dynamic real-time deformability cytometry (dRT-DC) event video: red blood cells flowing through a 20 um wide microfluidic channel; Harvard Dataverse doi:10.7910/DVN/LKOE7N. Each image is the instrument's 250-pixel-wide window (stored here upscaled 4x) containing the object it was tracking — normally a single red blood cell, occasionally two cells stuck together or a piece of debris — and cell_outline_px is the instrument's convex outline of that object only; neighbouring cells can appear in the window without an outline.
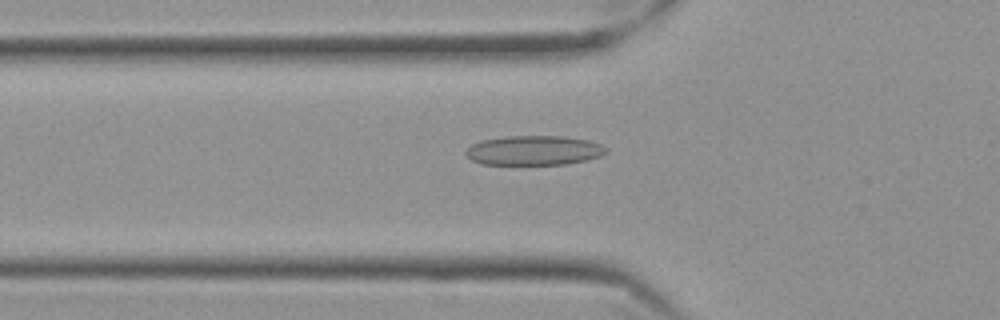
{"species": "Egyptian fruit bat (a non-hibernating species)", "species_latin": "Rousettus aegyptiacus", "temperature_condition": "cold", "stored_images_in_passage": 44, "camera_frame_rate_fps": 3000, "um_per_image_px": 0.085, "frame": {"image": 1, "passage_image": 7, "time_ms": 2.0, "image_size_px": [1000, 320], "cell_outline_px": [[608, 148], [600, 156], [588, 160], [564, 164], [480, 164], [472, 160], [464, 152], [472, 144], [480, 140], [504, 136], [564, 136], [588, 140], [600, 144]], "centroid_in_image_um": [45.37, 12.78], "position_along_channel_um": 80.4, "area_um2": 24.16}}
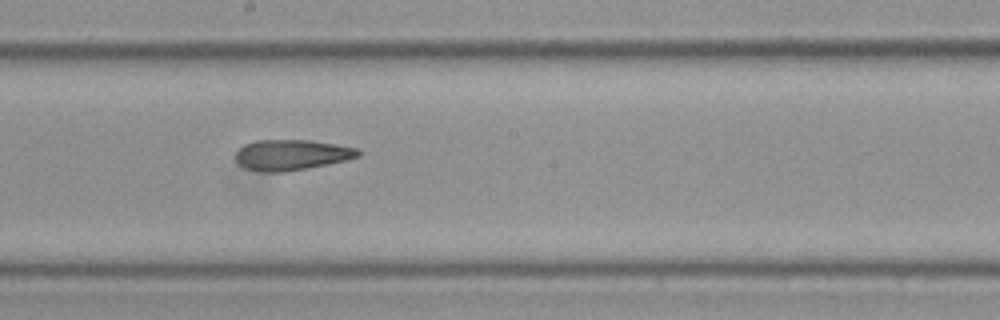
{"frame": {"image": 2, "passage_image": 19, "time_ms": 6.0, "image_size_px": [1000, 320], "cell_outline_px": [[360, 156], [328, 164], [284, 172], [260, 172], [244, 168], [236, 160], [236, 152], [244, 144], [256, 140], [312, 140], [336, 144], [356, 148], [360, 152]], "centroid_in_image_um": [24.75, 13.16], "position_along_channel_um": 223.4, "area_um2": 21.79}}
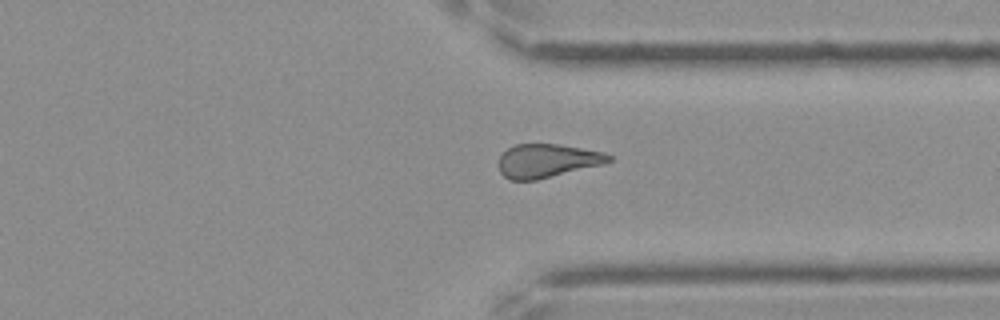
{"frame": {"image": 3, "passage_image": 31, "time_ms": 10.0, "image_size_px": [1000, 320], "cell_outline_px": [[612, 160], [604, 164], [536, 180], [508, 180], [500, 172], [500, 156], [508, 148], [516, 144], [556, 144], [604, 152], [612, 156]], "centroid_in_image_um": [46.52, 13.67], "position_along_channel_um": 364.9, "area_um2": 21.39}, "authors_computed_cell_mechanics": {"area_um2": 21.9062, "velocity_mm_per_s": 3.5425, "shape_relaxation_time_tau1_ms": null, "shape_relaxation_time_tau2_ms": 5.0401, "deformation_change_tau1": null, "deformation_change_tau2": 0.14}}